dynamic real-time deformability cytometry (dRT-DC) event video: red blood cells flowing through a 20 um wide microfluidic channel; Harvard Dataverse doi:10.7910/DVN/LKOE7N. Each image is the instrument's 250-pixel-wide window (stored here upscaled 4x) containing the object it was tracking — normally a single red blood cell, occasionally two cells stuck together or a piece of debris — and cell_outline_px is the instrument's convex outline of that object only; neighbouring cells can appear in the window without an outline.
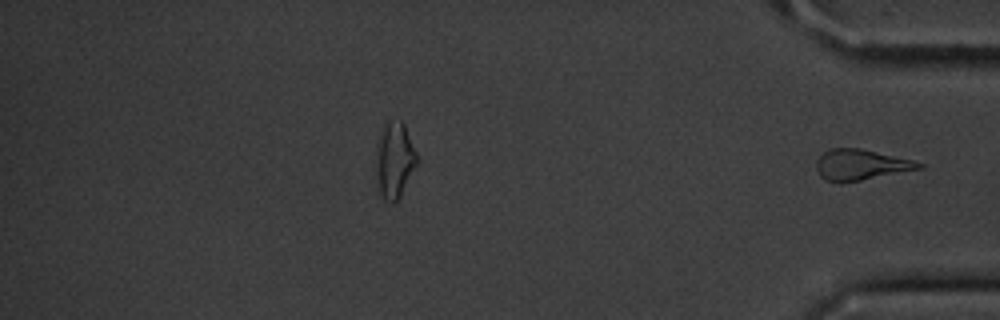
{"species": "common noctule bat (a hibernating species)", "species_latin": "Nyctalus noctula", "temperature_condition": "cold", "stored_images_in_passage": 36, "segment_of_instrument_passage": [2, 2], "camera_frame_rate_fps": 3000, "um_per_image_px": 0.085, "animal": {"sex": "male", "body_mass_g": 20.1, "forearm_length_mm": 53.5}, "frame": {"image": 1, "passage_image": 36, "time_ms": 11.667, "image_size_px": [1000, 320], "cell_outline_px": [[924, 168], [860, 180], [824, 180], [820, 176], [816, 168], [816, 160], [824, 152], [832, 148], [860, 148], [912, 160], [924, 164]], "centroid_in_image_um": [73.18, 13.98], "position_along_channel_um": 362.0, "area_um2": 17.86}}